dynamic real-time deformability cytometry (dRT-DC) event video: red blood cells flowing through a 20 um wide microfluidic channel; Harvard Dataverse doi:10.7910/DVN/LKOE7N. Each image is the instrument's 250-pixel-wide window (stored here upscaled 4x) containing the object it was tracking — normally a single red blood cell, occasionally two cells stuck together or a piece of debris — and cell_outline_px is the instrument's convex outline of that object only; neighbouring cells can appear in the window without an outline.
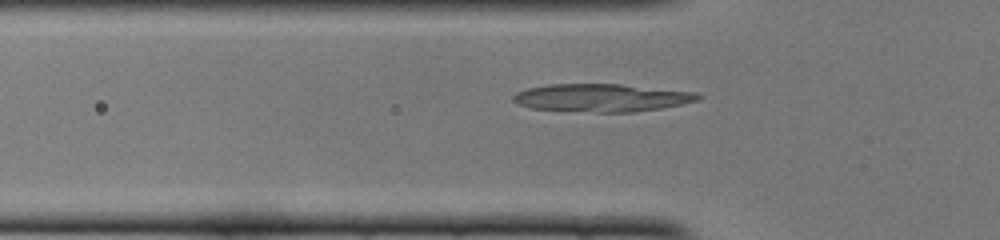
{"species": "common noctule bat (a hibernating species)", "species_latin": "Nyctalus noctula", "temperature_condition": "cold", "stored_images_in_passage": 35, "camera_frame_rate_fps": 3000, "um_per_image_px": 0.085, "animal": {"sex": "female", "body_mass_g": 22.0, "forearm_length_mm": 56.7}, "frame": {"image": 1, "passage_image": 10, "time_ms": 3.0, "image_size_px": [1000, 240], "cell_outline_px": [[704, 96], [700, 100], [660, 108], [632, 112], [600, 112], [532, 108], [516, 104], [512, 100], [512, 96], [516, 92], [528, 88], [548, 84], [620, 84], [696, 92]], "centroid_in_image_um": [51.14, 8.3], "position_along_channel_um": 74.7, "area_um2": 29.88}}
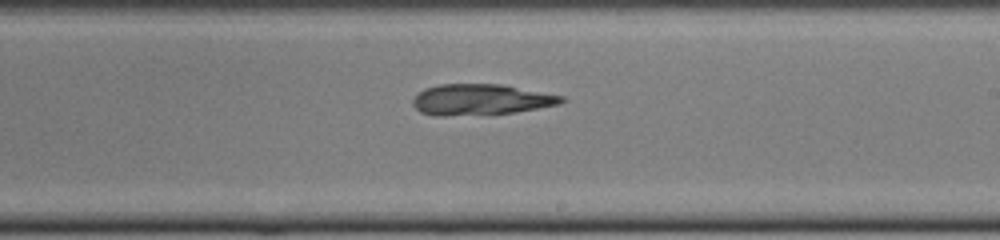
{"frame": {"image": 2, "passage_image": 23, "time_ms": 7.333, "image_size_px": [1000, 240], "cell_outline_px": [[564, 100], [560, 104], [516, 112], [444, 116], [432, 116], [420, 112], [412, 104], [412, 100], [424, 88], [440, 84], [504, 84], [564, 96]], "centroid_in_image_um": [40.86, 8.46], "position_along_channel_um": 248.1, "area_um2": 26.82}}
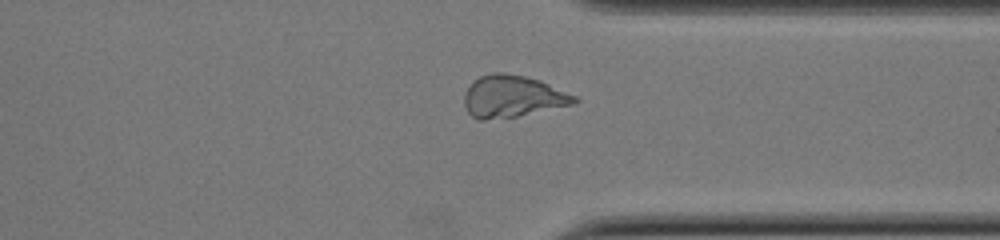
{"frame": {"image": 3, "passage_image": 32, "time_ms": 10.333, "image_size_px": [1000, 240], "cell_outline_px": [[580, 100], [576, 104], [516, 116], [484, 120], [476, 120], [464, 108], [464, 96], [468, 88], [480, 76], [492, 72], [504, 72], [524, 76], [540, 80], [576, 96]], "centroid_in_image_um": [43.57, 8.2], "position_along_channel_um": 367.8, "area_um2": 26.88}}